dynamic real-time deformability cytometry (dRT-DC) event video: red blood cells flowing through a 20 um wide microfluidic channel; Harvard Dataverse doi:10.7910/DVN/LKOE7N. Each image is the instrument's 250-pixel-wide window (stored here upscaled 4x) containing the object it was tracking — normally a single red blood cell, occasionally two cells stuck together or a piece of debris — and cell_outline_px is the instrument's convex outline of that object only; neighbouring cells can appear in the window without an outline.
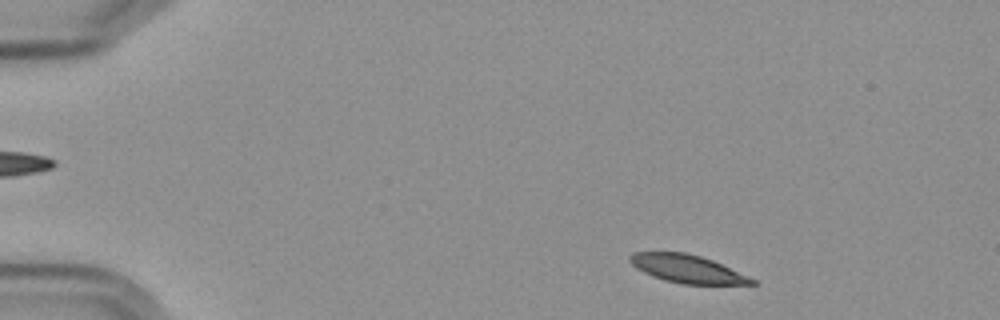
{"species": "Egyptian fruit bat (a non-hibernating species)", "species_latin": "Rousettus aegyptiacus", "temperature_condition": "cold", "stored_images_in_passage": 9, "camera_frame_rate_fps": 3000, "um_per_image_px": 0.085, "frame": {"image": 1, "passage_image": 1, "time_ms": 0.0, "image_size_px": [1000, 320], "cell_outline_px": [[760, 284], [680, 284], [664, 280], [652, 276], [636, 268], [628, 260], [628, 256], [632, 252], [684, 252], [700, 256], [712, 260], [748, 276], [756, 280]], "centroid_in_image_um": [58.39, 22.85], "position_along_channel_um": 26.6, "area_um2": 19.88}}
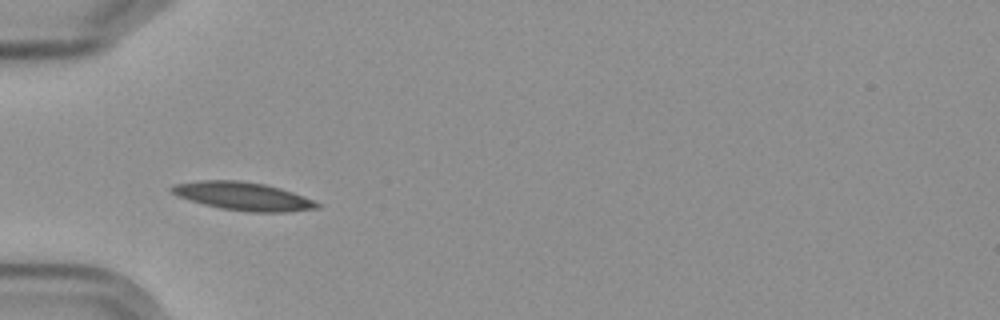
{"frame": {"image": 2, "passage_image": 4, "time_ms": 3.333, "image_size_px": [1000, 320], "cell_outline_px": [[320, 208], [288, 212], [252, 212], [220, 208], [188, 200], [176, 196], [168, 188], [172, 184], [200, 180], [240, 180], [264, 184], [280, 188], [292, 192], [312, 200], [320, 204]], "centroid_in_image_um": [20.61, 16.67], "position_along_channel_um": 64.4, "area_um2": 23.93}}
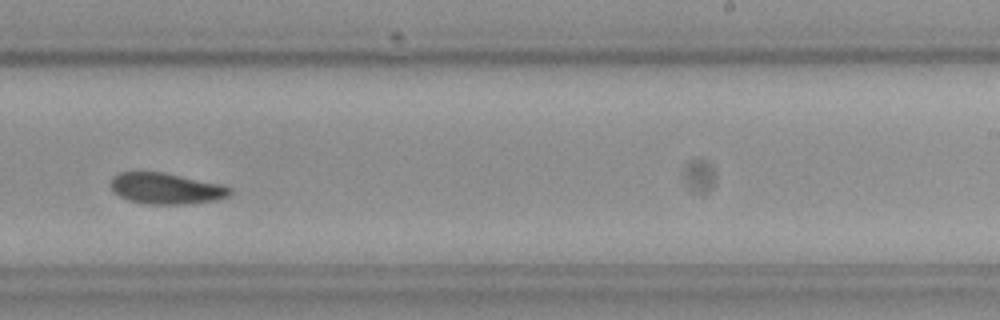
{"frame": {"image": 3, "passage_image": 9, "time_ms": 9.333, "image_size_px": [1000, 320], "cell_outline_px": [[232, 192], [228, 196], [216, 200], [188, 204], [148, 204], [128, 200], [112, 192], [108, 180], [112, 176], [120, 172], [160, 172], [220, 184], [232, 188]], "centroid_in_image_um": [14.06, 16.03], "position_along_channel_um": 274.9, "area_um2": 21.62}}